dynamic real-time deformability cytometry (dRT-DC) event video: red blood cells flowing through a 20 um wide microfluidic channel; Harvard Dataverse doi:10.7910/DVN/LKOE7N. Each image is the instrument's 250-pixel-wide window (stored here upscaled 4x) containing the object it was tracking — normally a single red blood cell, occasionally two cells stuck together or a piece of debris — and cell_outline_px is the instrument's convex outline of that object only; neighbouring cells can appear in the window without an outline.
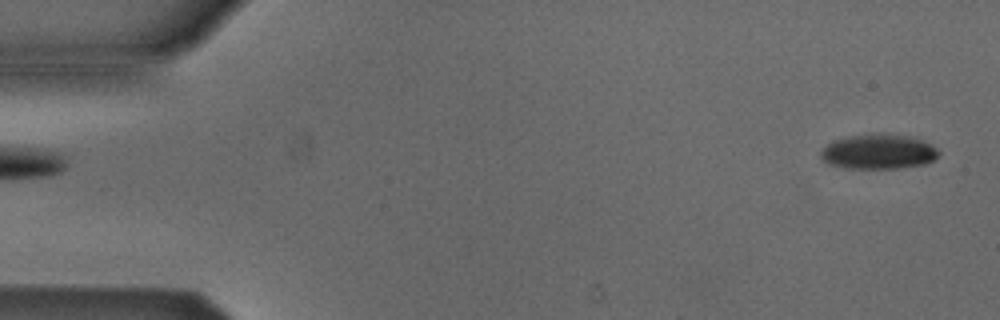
{"species": "Egyptian fruit bat (a non-hibernating species)", "species_latin": "Rousettus aegyptiacus", "temperature_condition": "cold", "stored_images_in_passage": 5, "segment_of_instrument_passage": [2, 2], "camera_frame_rate_fps": 3000, "um_per_image_px": 0.085, "animal": {"sex": "male"}, "frame": {"image": 1, "passage_image": 5, "time_ms": 4.667, "image_size_px": [1000, 320], "cell_outline_px": [[940, 156], [924, 164], [900, 168], [844, 168], [828, 164], [820, 160], [820, 152], [828, 144], [836, 140], [852, 136], [908, 136], [932, 144], [940, 152]], "centroid_in_image_um": [74.67, 12.95], "position_along_channel_um": 10.3, "area_um2": 23.24}}